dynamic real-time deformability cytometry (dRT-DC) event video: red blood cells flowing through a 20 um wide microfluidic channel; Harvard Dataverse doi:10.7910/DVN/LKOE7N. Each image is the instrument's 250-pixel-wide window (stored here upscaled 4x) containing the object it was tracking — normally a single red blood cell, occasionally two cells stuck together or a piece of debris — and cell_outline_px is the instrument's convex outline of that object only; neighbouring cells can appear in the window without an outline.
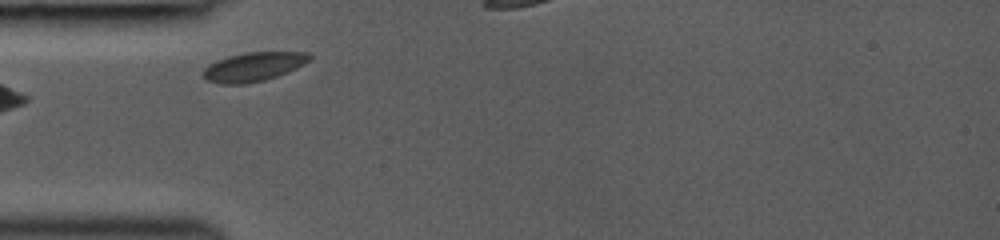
{"species": "common noctule bat (a hibernating species)", "species_latin": "Nyctalus noctula", "temperature_condition": "room temperature", "stored_images_in_passage": 11, "camera_frame_rate_fps": 3000, "um_per_image_px": 0.085, "animal": {"sex": "female", "body_mass_g": 19.0, "forearm_length_mm": 53.3}, "frame": {"image": 1, "passage_image": 1, "time_ms": 0.0, "image_size_px": [1000, 240], "cell_outline_px": [[312, 56], [304, 64], [288, 72], [264, 80], [244, 84], [220, 84], [208, 80], [204, 76], [204, 68], [208, 64], [216, 60], [228, 56], [244, 52], [308, 52]], "centroid_in_image_um": [21.54, 5.67], "position_along_channel_um": 63.5, "area_um2": 17.92}}